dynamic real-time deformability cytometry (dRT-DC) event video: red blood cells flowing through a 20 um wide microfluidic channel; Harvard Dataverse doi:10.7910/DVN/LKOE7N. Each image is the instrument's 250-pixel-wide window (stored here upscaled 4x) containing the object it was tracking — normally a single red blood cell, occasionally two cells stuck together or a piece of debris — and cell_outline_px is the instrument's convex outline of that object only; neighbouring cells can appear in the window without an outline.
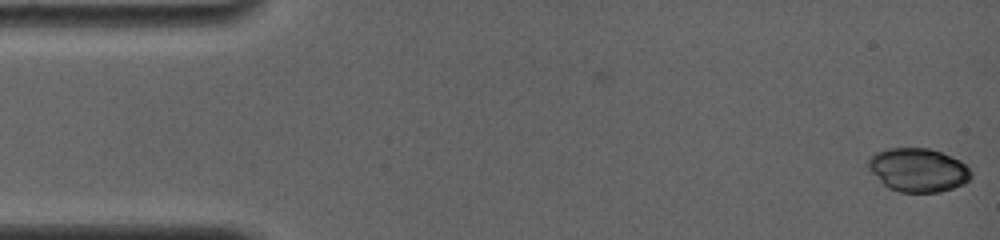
{"species": "common noctule bat (a hibernating species)", "species_latin": "Nyctalus noctula", "temperature_condition": "room temperature", "stored_images_in_passage": 4, "camera_frame_rate_fps": 4000, "um_per_image_px": 0.085, "animal": {"sex": "female", "body_mass_g": 19.0, "forearm_length_mm": 56.7}, "frame": {"image": 1, "passage_image": 4, "time_ms": 1.5, "image_size_px": [1000, 240], "cell_outline_px": [[972, 176], [964, 184], [940, 192], [900, 192], [888, 188], [868, 168], [868, 156], [876, 152], [888, 148], [928, 148], [952, 156], [960, 160], [972, 172]], "centroid_in_image_um": [78.04, 14.44], "position_along_channel_um": 7.0, "area_um2": 26.13}}